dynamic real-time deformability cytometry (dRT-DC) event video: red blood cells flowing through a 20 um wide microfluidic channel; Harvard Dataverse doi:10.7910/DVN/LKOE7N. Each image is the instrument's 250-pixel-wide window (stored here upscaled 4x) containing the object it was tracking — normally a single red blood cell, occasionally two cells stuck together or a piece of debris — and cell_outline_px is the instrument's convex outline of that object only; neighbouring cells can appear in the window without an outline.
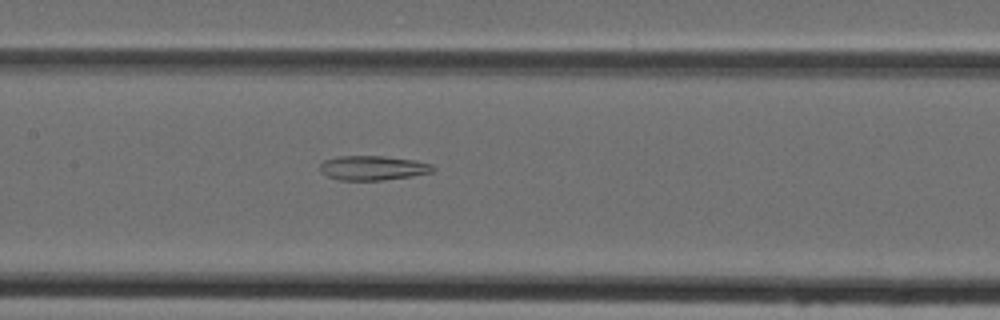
{"species": "Egyptian fruit bat (a non-hibernating species)", "species_latin": "Rousettus aegyptiacus", "temperature_condition": "cold", "stored_images_in_passage": 45, "camera_frame_rate_fps": 3000, "um_per_image_px": 0.085, "animal": {"sex": "female"}, "frame": {"image": 1, "passage_image": 20, "time_ms": 6.333, "image_size_px": [1000, 320], "cell_outline_px": [[436, 168], [432, 172], [412, 176], [380, 180], [340, 180], [328, 176], [320, 172], [320, 164], [324, 160], [340, 156], [384, 156], [416, 160], [432, 164]], "centroid_in_image_um": [31.71, 14.27], "position_along_channel_um": 175.7, "area_um2": 16.13}}
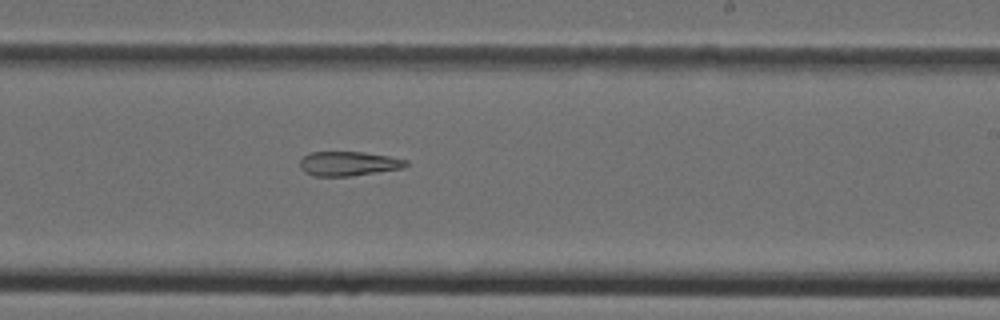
{"frame": {"image": 2, "passage_image": 26, "time_ms": 8.333, "image_size_px": [1000, 320], "cell_outline_px": [[408, 164], [404, 168], [352, 176], [312, 176], [304, 172], [300, 168], [300, 160], [308, 152], [364, 152], [388, 156], [408, 160]], "centroid_in_image_um": [29.61, 13.91], "position_along_channel_um": 259.4, "area_um2": 15.2}}
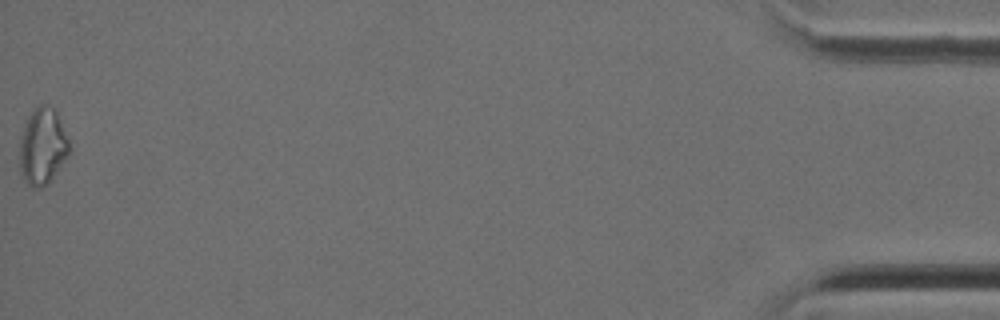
{"frame": {"image": 3, "passage_image": 45, "time_ms": 14.667, "image_size_px": [1000, 320], "cell_outline_px": [[68, 156], [52, 176], [40, 188], [32, 188], [28, 184], [20, 172], [20, 140], [28, 116], [32, 108], [40, 104], [44, 104], [52, 108], [56, 112], [68, 140]], "centroid_in_image_um": [3.59, 12.42], "position_along_channel_um": 431.6, "area_um2": 21.5}}